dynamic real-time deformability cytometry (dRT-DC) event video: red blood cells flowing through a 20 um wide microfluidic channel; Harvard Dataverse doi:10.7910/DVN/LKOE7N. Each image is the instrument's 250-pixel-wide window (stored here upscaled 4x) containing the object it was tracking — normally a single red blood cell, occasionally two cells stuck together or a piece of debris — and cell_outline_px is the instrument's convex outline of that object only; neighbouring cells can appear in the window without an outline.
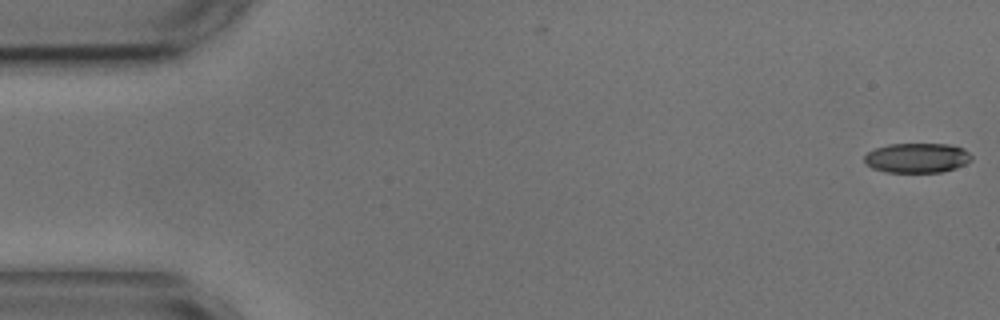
{"species": "common noctule bat (a hibernating species)", "species_latin": "Nyctalus noctula", "temperature_condition": "cold", "stored_images_in_passage": 55, "camera_frame_rate_fps": 3000, "um_per_image_px": 0.085, "animal": {"sex": "male", "body_mass_g": 17.9, "forearm_length_mm": 54.2}, "frame": {"image": 1, "passage_image": 1, "time_ms": 0.0, "image_size_px": [1000, 320], "cell_outline_px": [[972, 160], [956, 168], [940, 172], [884, 172], [872, 168], [864, 164], [864, 156], [868, 152], [876, 148], [888, 144], [948, 144], [964, 148], [972, 156]], "centroid_in_image_um": [77.93, 13.42], "position_along_channel_um": 7.1, "area_um2": 18.67}}
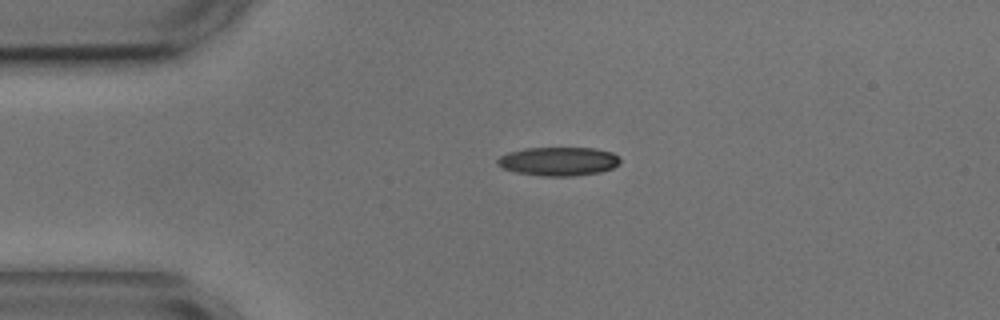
{"frame": {"image": 2, "passage_image": 12, "time_ms": 3.667, "image_size_px": [1000, 320], "cell_outline_px": [[620, 164], [612, 168], [600, 172], [572, 176], [540, 176], [516, 172], [504, 168], [496, 164], [496, 160], [500, 156], [508, 152], [524, 148], [592, 148], [612, 152], [620, 156]], "centroid_in_image_um": [47.48, 13.71], "position_along_channel_um": 37.5, "area_um2": 20.63}}
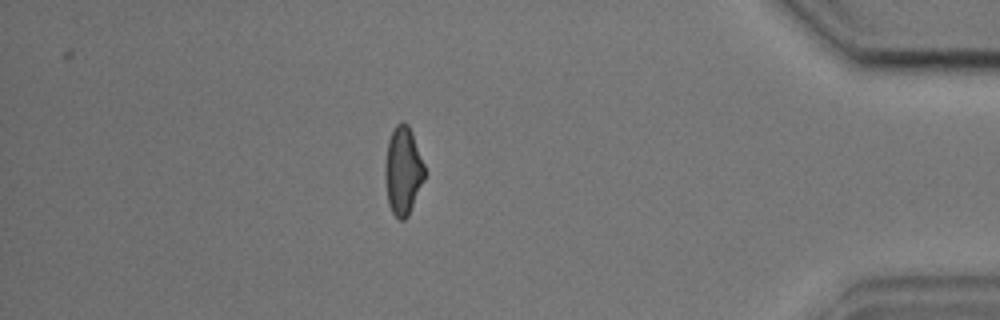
{"frame": {"image": 3, "passage_image": 48, "time_ms": 15.667, "image_size_px": [1000, 320], "cell_outline_px": [[424, 180], [408, 216], [404, 220], [400, 220], [392, 212], [388, 204], [384, 176], [384, 164], [388, 140], [396, 124], [400, 120], [404, 120], [408, 124], [412, 132], [424, 164]], "centroid_in_image_um": [34.23, 14.49], "position_along_channel_um": 401.0, "area_um2": 20.46}, "authors_computed_cell_mechanics": {"area_um2": 20.519, "velocity_mm_per_s": 3.6044, "shape_relaxation_time_tau1_ms": 7.3736, "shape_relaxation_time_tau2_ms": 2.4545, "deformation_change_tau1": 0.1887, "deformation_change_tau2": 0.0833}}